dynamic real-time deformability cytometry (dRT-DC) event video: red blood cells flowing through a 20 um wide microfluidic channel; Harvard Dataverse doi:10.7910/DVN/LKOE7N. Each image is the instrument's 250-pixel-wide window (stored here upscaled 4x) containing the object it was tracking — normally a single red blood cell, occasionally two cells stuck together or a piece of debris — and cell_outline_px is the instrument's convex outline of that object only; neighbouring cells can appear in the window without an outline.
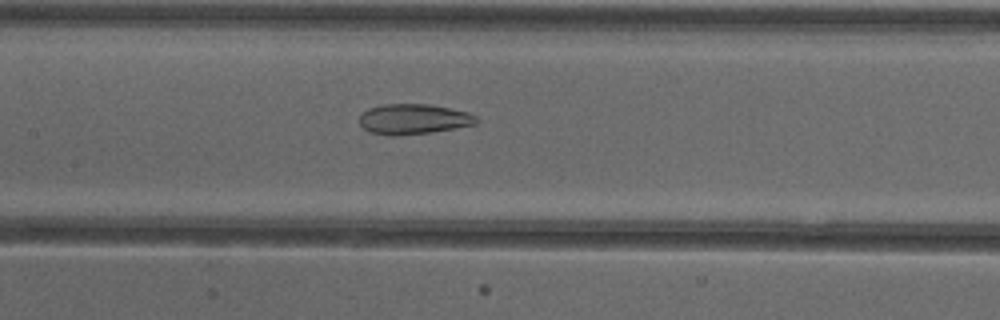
{"species": "common noctule bat (a hibernating species)", "species_latin": "Nyctalus noctula", "temperature_condition": "cold", "stored_images_in_passage": 45, "camera_frame_rate_fps": 3000, "um_per_image_px": 0.085, "animal": {"sex": "female"}, "frame": {"image": 1, "passage_image": 18, "time_ms": 5.667, "image_size_px": [1000, 320], "cell_outline_px": [[480, 120], [476, 124], [456, 128], [432, 132], [392, 136], [368, 132], [360, 124], [360, 116], [368, 108], [384, 104], [428, 104], [468, 112], [476, 116]], "centroid_in_image_um": [35.16, 10.13], "position_along_channel_um": 172.2, "area_um2": 20.63}}
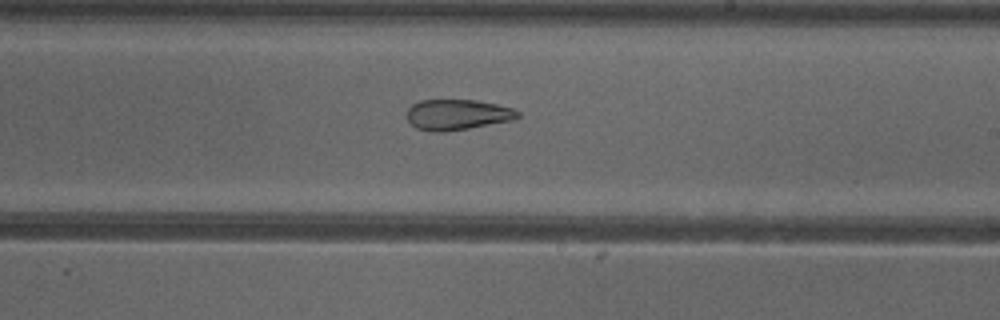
{"frame": {"image": 2, "passage_image": 24, "time_ms": 7.667, "image_size_px": [1000, 320], "cell_outline_px": [[520, 116], [512, 120], [468, 128], [444, 132], [432, 132], [416, 128], [408, 120], [408, 108], [412, 104], [420, 100], [476, 100], [496, 104], [512, 108], [520, 112]], "centroid_in_image_um": [38.87, 9.74], "position_along_channel_um": 250.1, "area_um2": 19.65}}
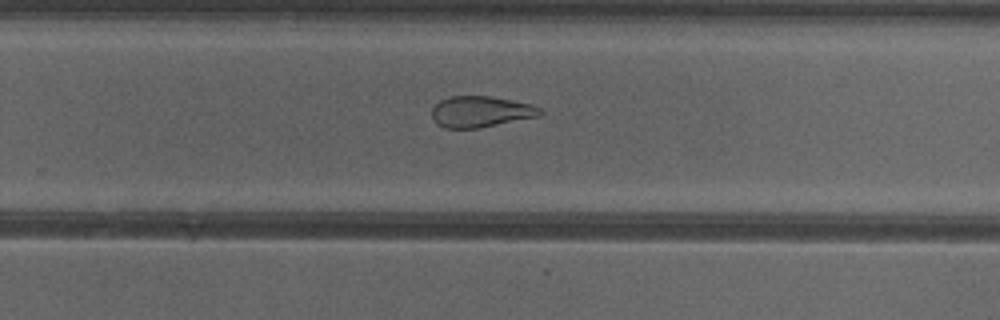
{"frame": {"image": 3, "passage_image": 27, "time_ms": 8.667, "image_size_px": [1000, 320], "cell_outline_px": [[544, 112], [540, 116], [480, 128], [444, 128], [436, 124], [432, 120], [432, 108], [440, 100], [448, 96], [492, 96], [532, 104], [540, 108]], "centroid_in_image_um": [40.86, 9.49], "position_along_channel_um": 288.9, "area_um2": 19.88}, "authors_computed_cell_mechanics": {"area_um2": 21.1548, "velocity_mm_per_s": 3.9075, "shape_relaxation_time_tau1_ms": null, "shape_relaxation_time_tau2_ms": 2.9613, "deformation_change_tau1": null, "deformation_change_tau2": 0.1202}}